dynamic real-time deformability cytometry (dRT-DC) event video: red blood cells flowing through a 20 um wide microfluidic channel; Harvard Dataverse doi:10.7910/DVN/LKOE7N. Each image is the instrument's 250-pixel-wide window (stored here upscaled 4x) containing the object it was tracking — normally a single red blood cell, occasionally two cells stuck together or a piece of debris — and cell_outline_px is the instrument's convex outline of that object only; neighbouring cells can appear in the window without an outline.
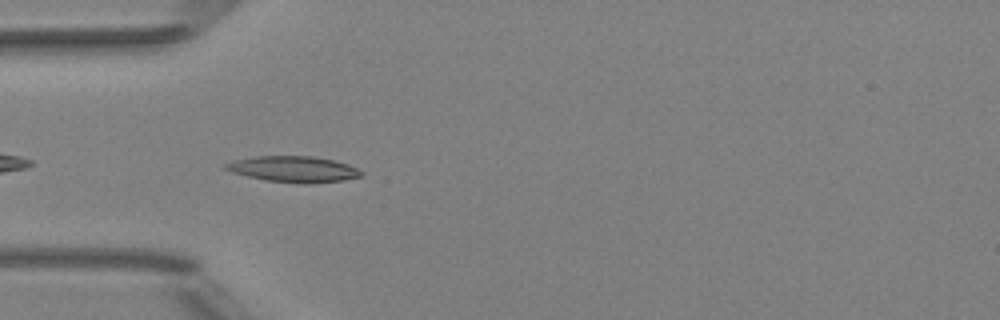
{"species": "Egyptian fruit bat (a non-hibernating species)", "species_latin": "Rousettus aegyptiacus", "temperature_condition": "room temperature", "stored_images_in_passage": 37, "camera_frame_rate_fps": 3000, "um_per_image_px": 0.085, "animal": {"sex": "female"}, "frame": {"image": 1, "passage_image": 2, "time_ms": 0.333, "image_size_px": [1000, 320], "cell_outline_px": [[364, 172], [360, 176], [344, 180], [312, 184], [300, 184], [264, 180], [232, 172], [224, 168], [224, 164], [232, 160], [256, 156], [312, 156], [332, 160], [348, 164]], "centroid_in_image_um": [24.94, 14.38], "position_along_channel_um": 60.1, "area_um2": 20.63}}
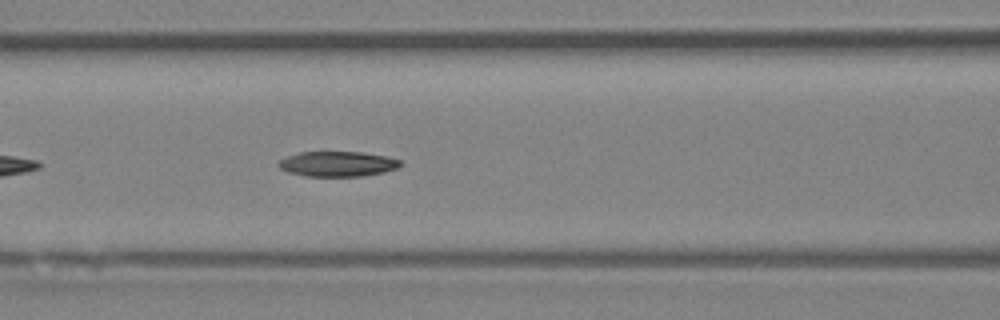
{"frame": {"image": 2, "passage_image": 8, "time_ms": 2.333, "image_size_px": [1000, 320], "cell_outline_px": [[400, 164], [396, 168], [384, 172], [364, 176], [304, 176], [288, 172], [280, 168], [276, 164], [280, 160], [288, 156], [300, 152], [364, 152], [384, 156], [400, 160]], "centroid_in_image_um": [28.66, 13.93], "position_along_channel_um": 137.9, "area_um2": 17.74}}
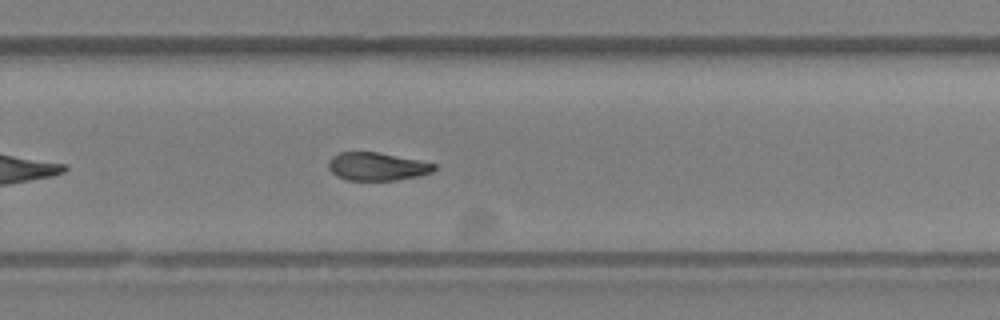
{"frame": {"image": 3, "passage_image": 20, "time_ms": 6.333, "image_size_px": [1000, 320], "cell_outline_px": [[436, 168], [432, 172], [416, 176], [396, 180], [348, 180], [336, 176], [328, 168], [328, 160], [332, 156], [340, 152], [376, 152], [420, 160], [436, 164]], "centroid_in_image_um": [32.02, 14.15], "position_along_channel_um": 297.8, "area_um2": 17.22}}